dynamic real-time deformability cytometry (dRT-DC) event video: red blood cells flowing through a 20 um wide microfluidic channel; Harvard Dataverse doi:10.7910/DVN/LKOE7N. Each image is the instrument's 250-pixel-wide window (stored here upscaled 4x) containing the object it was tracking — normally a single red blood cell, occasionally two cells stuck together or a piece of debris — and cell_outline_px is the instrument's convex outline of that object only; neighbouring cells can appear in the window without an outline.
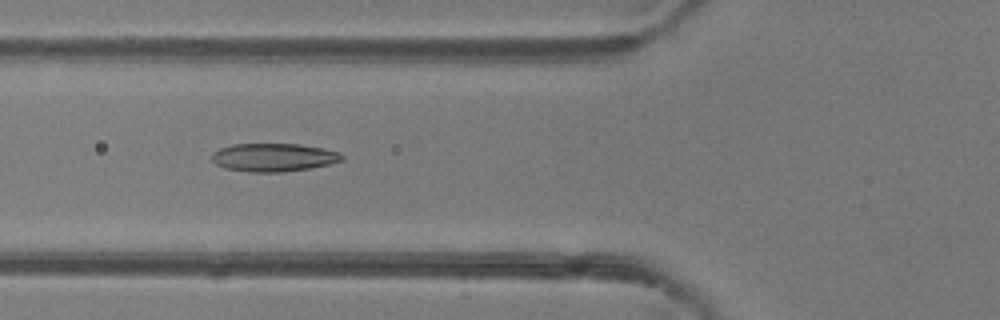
{"species": "common noctule bat (a hibernating species)", "species_latin": "Nyctalus noctula", "temperature_condition": "room temperature", "stored_images_in_passage": 7, "camera_frame_rate_fps": 3000, "um_per_image_px": 0.085, "animal": {"sex": "female"}, "frame": {"image": 1, "passage_image": 6, "time_ms": 5.667, "image_size_px": [1000, 320], "cell_outline_px": [[344, 160], [328, 164], [308, 168], [284, 172], [252, 172], [228, 168], [216, 164], [212, 160], [212, 152], [220, 148], [232, 144], [300, 144], [324, 148], [340, 152], [344, 156]], "centroid_in_image_um": [23.28, 13.37], "position_along_channel_um": 102.5, "area_um2": 21.33}}
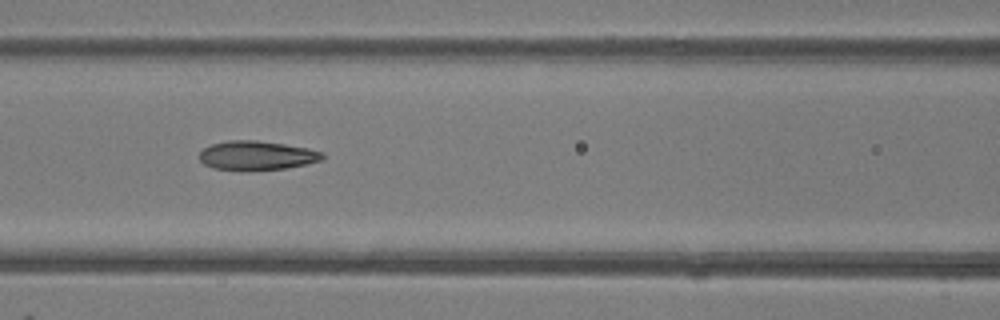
{"frame": {"image": 2, "passage_image": 7, "time_ms": 6.667, "image_size_px": [1000, 320], "cell_outline_px": [[324, 156], [320, 160], [304, 164], [284, 168], [248, 172], [240, 172], [212, 168], [204, 164], [200, 160], [200, 152], [204, 148], [212, 144], [228, 140], [256, 140], [284, 144], [308, 148], [324, 152]], "centroid_in_image_um": [21.78, 13.24], "position_along_channel_um": 144.8, "area_um2": 21.21}}